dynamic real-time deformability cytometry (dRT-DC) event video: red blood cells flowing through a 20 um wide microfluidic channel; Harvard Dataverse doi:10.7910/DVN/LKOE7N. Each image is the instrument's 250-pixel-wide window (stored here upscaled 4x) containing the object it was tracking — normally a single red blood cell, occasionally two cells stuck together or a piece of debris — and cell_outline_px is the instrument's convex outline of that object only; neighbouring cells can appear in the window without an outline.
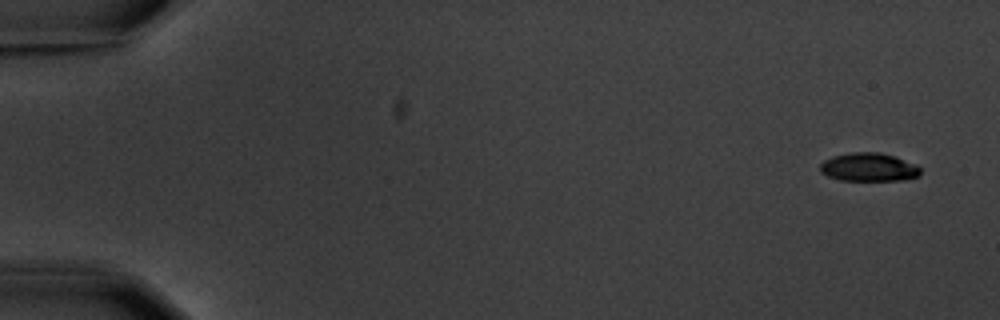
{"species": "common noctule bat (a hibernating species)", "species_latin": "Nyctalus noctula", "temperature_condition": "warm", "stored_images_in_passage": 6, "camera_frame_rate_fps": 3000, "um_per_image_px": 0.085, "animal": {"sex": "male", "body_mass_g": 20.1, "forearm_length_mm": 53.5}, "frame": {"image": 1, "passage_image": 1, "time_ms": 0.0, "image_size_px": [1000, 320], "cell_outline_px": [[920, 176], [900, 180], [840, 180], [828, 176], [820, 172], [820, 164], [824, 160], [832, 156], [852, 152], [880, 152], [916, 164], [920, 168]], "centroid_in_image_um": [73.82, 14.21], "position_along_channel_um": 11.2, "area_um2": 16.53}}